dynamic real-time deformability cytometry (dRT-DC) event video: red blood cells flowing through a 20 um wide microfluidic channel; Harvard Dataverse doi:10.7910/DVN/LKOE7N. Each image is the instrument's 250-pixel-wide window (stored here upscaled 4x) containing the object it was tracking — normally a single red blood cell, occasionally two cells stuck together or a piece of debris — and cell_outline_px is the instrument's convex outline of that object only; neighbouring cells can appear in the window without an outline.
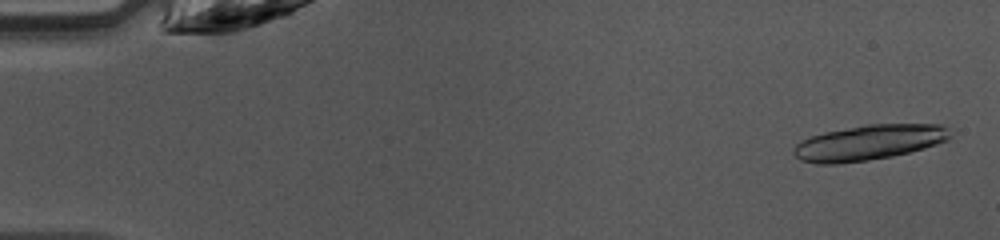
{"species": "common noctule bat (a hibernating species)", "species_latin": "Nyctalus noctula", "temperature_condition": "warm", "stored_images_in_passage": 47, "camera_frame_rate_fps": 3000, "um_per_image_px": 0.085, "animal": {"sex": "female", "body_mass_g": 10.0, "forearm_length_mm": 53.1}, "frame": {"image": 1, "passage_image": 2, "time_ms": 0.333, "image_size_px": [1000, 240], "cell_outline_px": [[952, 136], [948, 140], [924, 148], [892, 156], [868, 160], [840, 164], [816, 164], [800, 160], [792, 152], [792, 148], [800, 140], [824, 132], [868, 124], [944, 124], [948, 128]], "centroid_in_image_um": [73.84, 12.11], "position_along_channel_um": 11.2, "area_um2": 32.31}}
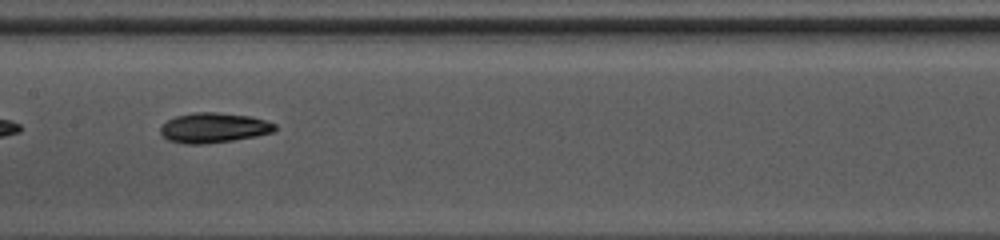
{"frame": {"image": 2, "passage_image": 24, "time_ms": 7.667, "image_size_px": [1000, 240], "cell_outline_px": [[276, 128], [272, 132], [256, 136], [232, 140], [204, 144], [184, 144], [168, 140], [160, 132], [160, 128], [168, 120], [176, 116], [196, 112], [216, 112], [248, 116], [264, 120], [276, 124]], "centroid_in_image_um": [18.15, 10.86], "position_along_channel_um": 189.3, "area_um2": 19.77}}
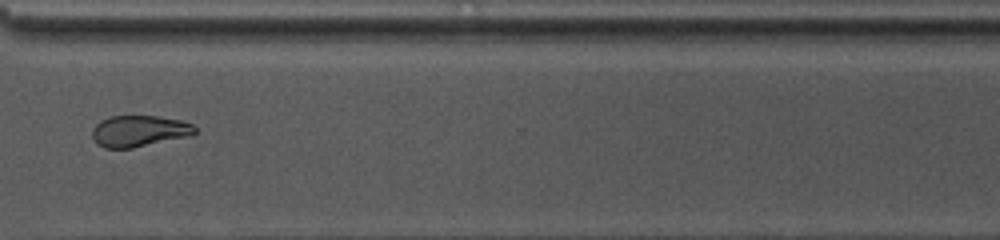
{"frame": {"image": 3, "passage_image": 36, "time_ms": 11.667, "image_size_px": [1000, 240], "cell_outline_px": [[196, 132], [188, 136], [132, 148], [104, 148], [96, 144], [92, 136], [92, 128], [100, 120], [112, 116], [160, 116], [180, 120], [192, 124], [196, 128]], "centroid_in_image_um": [11.79, 11.14], "position_along_channel_um": 358.8, "area_um2": 18.73}, "authors_computed_cell_mechanics": {"area_um2": 19.9988, "velocity_mm_per_s": 4.2506, "shape_relaxation_time_tau1_ms": 2.6918, "shape_relaxation_time_tau2_ms": 4.7387, "deformation_change_tau1": 0.1035, "deformation_change_tau2": 0.1045}}